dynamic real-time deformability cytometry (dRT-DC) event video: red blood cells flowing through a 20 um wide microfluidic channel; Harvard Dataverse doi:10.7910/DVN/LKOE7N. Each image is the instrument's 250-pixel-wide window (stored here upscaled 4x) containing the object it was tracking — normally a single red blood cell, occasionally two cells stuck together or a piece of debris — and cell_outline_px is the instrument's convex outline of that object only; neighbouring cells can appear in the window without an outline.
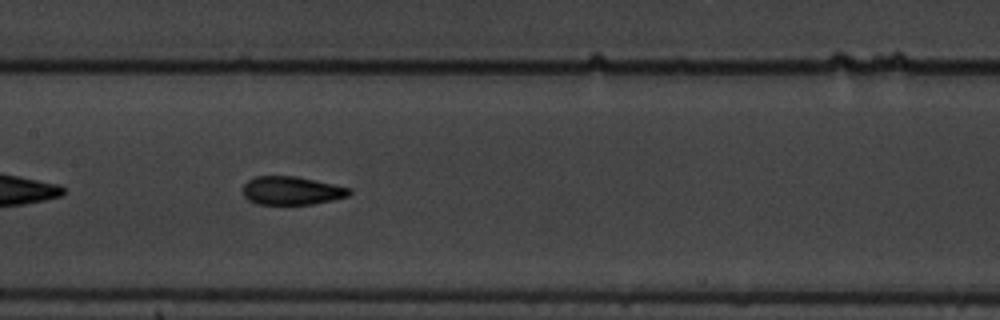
{"species": "common noctule bat (a hibernating species)", "species_latin": "Nyctalus noctula", "temperature_condition": "warm", "stored_images_in_passage": 41, "camera_frame_rate_fps": 3000, "um_per_image_px": 0.085, "animal": {"sex": "male", "body_mass_g": 19.5, "forearm_length_mm": 54.6}, "frame": {"image": 1, "passage_image": 12, "time_ms": 3.667, "image_size_px": [1000, 320], "cell_outline_px": [[352, 192], [348, 196], [332, 200], [312, 204], [256, 204], [248, 200], [244, 196], [244, 184], [248, 180], [256, 176], [296, 176], [352, 188]], "centroid_in_image_um": [24.8, 16.2], "position_along_channel_um": 182.6, "area_um2": 17.57}, "authors_computed_cell_mechanics": {"area_um2": 17.6868, "velocity_mm_per_s": 3.5508, "shape_relaxation_time_tau1_ms": 3.9342, "shape_relaxation_time_tau2_ms": 1.4976, "deformation_change_tau1": 0.1713, "deformation_change_tau2": 0.087}}